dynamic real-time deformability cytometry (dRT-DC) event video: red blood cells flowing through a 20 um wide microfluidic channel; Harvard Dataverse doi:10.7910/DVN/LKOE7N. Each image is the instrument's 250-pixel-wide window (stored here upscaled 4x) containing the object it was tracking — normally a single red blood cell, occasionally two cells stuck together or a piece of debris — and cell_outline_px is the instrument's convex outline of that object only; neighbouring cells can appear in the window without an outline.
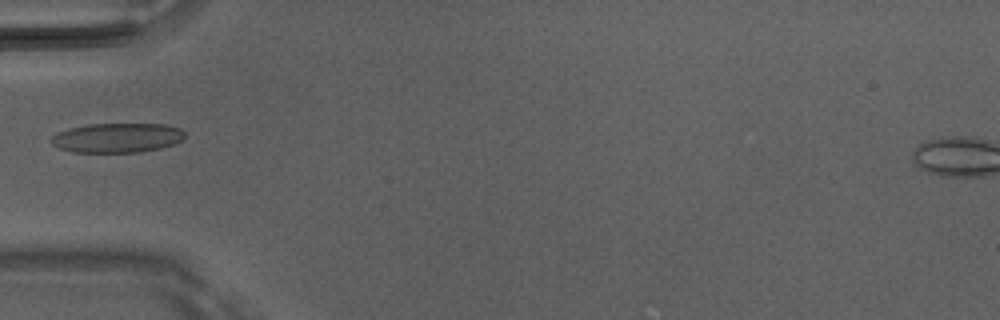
{"species": "Egyptian fruit bat (a non-hibernating species)", "species_latin": "Rousettus aegyptiacus", "temperature_condition": "room temperature", "stored_images_in_passage": 5, "camera_frame_rate_fps": 3000, "um_per_image_px": 0.085, "animal": {"sex": "male"}, "frame": {"image": 1, "passage_image": 5, "time_ms": 1.333, "image_size_px": [1000, 320], "cell_outline_px": [[184, 136], [180, 140], [172, 144], [160, 148], [140, 152], [72, 152], [60, 148], [52, 144], [52, 136], [56, 132], [68, 128], [88, 124], [164, 124], [180, 128], [184, 132]], "centroid_in_image_um": [9.93, 11.71], "position_along_channel_um": 75.1, "area_um2": 22.89}}